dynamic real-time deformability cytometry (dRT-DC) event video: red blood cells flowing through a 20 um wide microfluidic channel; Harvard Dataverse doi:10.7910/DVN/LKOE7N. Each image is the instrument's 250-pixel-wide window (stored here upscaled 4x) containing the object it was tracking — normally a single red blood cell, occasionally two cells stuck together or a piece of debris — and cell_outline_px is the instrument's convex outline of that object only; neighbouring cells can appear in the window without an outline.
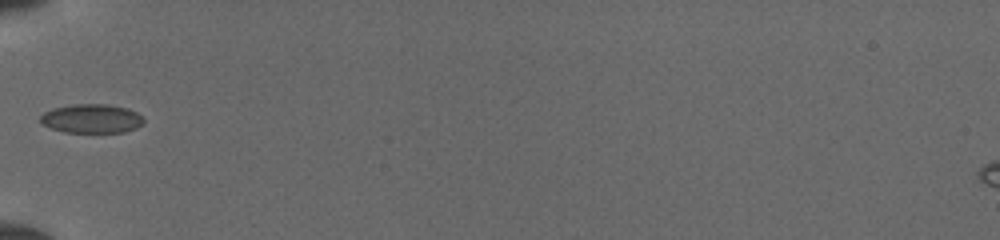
{"species": "common noctule bat (a hibernating species)", "species_latin": "Nyctalus noctula", "temperature_condition": "cold", "stored_images_in_passage": 32, "camera_frame_rate_fps": 3000, "um_per_image_px": 0.085, "animal": {"sex": "female", "body_mass_g": 19.5, "forearm_length_mm": 54.1}, "frame": {"image": 1, "passage_image": 1, "time_ms": 0.0, "image_size_px": [1000, 240], "cell_outline_px": [[144, 124], [136, 128], [124, 132], [64, 132], [52, 128], [44, 124], [40, 120], [40, 116], [44, 112], [52, 108], [72, 104], [108, 104], [128, 108], [136, 112], [144, 120]], "centroid_in_image_um": [7.8, 10.07], "position_along_channel_um": 77.2, "area_um2": 17.46}}
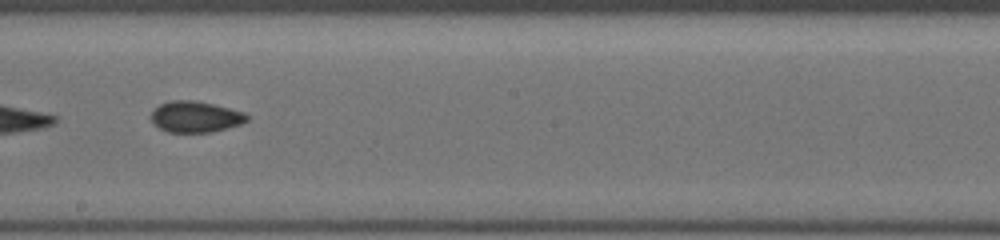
{"frame": {"image": 2, "passage_image": 12, "time_ms": 3.667, "image_size_px": [1000, 240], "cell_outline_px": [[248, 120], [240, 124], [212, 132], [168, 132], [160, 128], [152, 120], [152, 112], [160, 104], [172, 100], [196, 100], [244, 112], [248, 116]], "centroid_in_image_um": [16.63, 9.92], "position_along_channel_um": 231.6, "area_um2": 17.11}}
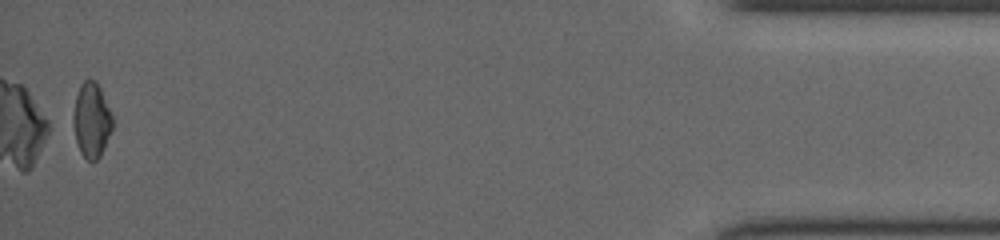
{"frame": {"image": 3, "passage_image": 31, "time_ms": 10.0, "image_size_px": [1000, 240], "cell_outline_px": [[112, 128], [104, 148], [100, 156], [96, 160], [88, 160], [80, 152], [76, 140], [72, 124], [72, 112], [76, 96], [80, 84], [84, 80], [96, 80], [100, 88], [112, 116]], "centroid_in_image_um": [7.75, 10.2], "position_along_channel_um": 427.4, "area_um2": 17.05}}